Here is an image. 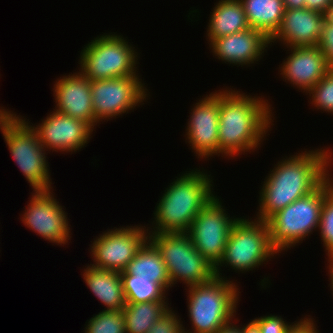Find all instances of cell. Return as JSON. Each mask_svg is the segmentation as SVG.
Listing matches in <instances>:
<instances>
[{
	"label": "cell",
	"instance_id": "cell-22",
	"mask_svg": "<svg viewBox=\"0 0 333 333\" xmlns=\"http://www.w3.org/2000/svg\"><path fill=\"white\" fill-rule=\"evenodd\" d=\"M120 274L134 275V279L150 280L158 283L167 292L171 288V282L162 256L149 239Z\"/></svg>",
	"mask_w": 333,
	"mask_h": 333
},
{
	"label": "cell",
	"instance_id": "cell-36",
	"mask_svg": "<svg viewBox=\"0 0 333 333\" xmlns=\"http://www.w3.org/2000/svg\"><path fill=\"white\" fill-rule=\"evenodd\" d=\"M241 333H260L258 326L251 320L246 325H241Z\"/></svg>",
	"mask_w": 333,
	"mask_h": 333
},
{
	"label": "cell",
	"instance_id": "cell-9",
	"mask_svg": "<svg viewBox=\"0 0 333 333\" xmlns=\"http://www.w3.org/2000/svg\"><path fill=\"white\" fill-rule=\"evenodd\" d=\"M149 240L159 250L171 287L205 283L216 276L215 266L194 247L188 233H149Z\"/></svg>",
	"mask_w": 333,
	"mask_h": 333
},
{
	"label": "cell",
	"instance_id": "cell-28",
	"mask_svg": "<svg viewBox=\"0 0 333 333\" xmlns=\"http://www.w3.org/2000/svg\"><path fill=\"white\" fill-rule=\"evenodd\" d=\"M306 95L315 109L333 115V68Z\"/></svg>",
	"mask_w": 333,
	"mask_h": 333
},
{
	"label": "cell",
	"instance_id": "cell-14",
	"mask_svg": "<svg viewBox=\"0 0 333 333\" xmlns=\"http://www.w3.org/2000/svg\"><path fill=\"white\" fill-rule=\"evenodd\" d=\"M189 113L185 142L189 143L197 159L219 157V90L199 99Z\"/></svg>",
	"mask_w": 333,
	"mask_h": 333
},
{
	"label": "cell",
	"instance_id": "cell-2",
	"mask_svg": "<svg viewBox=\"0 0 333 333\" xmlns=\"http://www.w3.org/2000/svg\"><path fill=\"white\" fill-rule=\"evenodd\" d=\"M305 150L282 157L270 169L259 191L258 212L254 218L266 221L277 211L316 190L327 179L326 147Z\"/></svg>",
	"mask_w": 333,
	"mask_h": 333
},
{
	"label": "cell",
	"instance_id": "cell-18",
	"mask_svg": "<svg viewBox=\"0 0 333 333\" xmlns=\"http://www.w3.org/2000/svg\"><path fill=\"white\" fill-rule=\"evenodd\" d=\"M213 57L230 65L252 66L271 48L269 39L259 30L249 28L235 34L208 41ZM267 48V49H266ZM251 64V65H250Z\"/></svg>",
	"mask_w": 333,
	"mask_h": 333
},
{
	"label": "cell",
	"instance_id": "cell-38",
	"mask_svg": "<svg viewBox=\"0 0 333 333\" xmlns=\"http://www.w3.org/2000/svg\"><path fill=\"white\" fill-rule=\"evenodd\" d=\"M329 263V264H328ZM328 263H327V268H328V276H329V286L331 287L330 289L332 290V295H333V259H330L328 260Z\"/></svg>",
	"mask_w": 333,
	"mask_h": 333
},
{
	"label": "cell",
	"instance_id": "cell-34",
	"mask_svg": "<svg viewBox=\"0 0 333 333\" xmlns=\"http://www.w3.org/2000/svg\"><path fill=\"white\" fill-rule=\"evenodd\" d=\"M238 321V318L234 319L231 323L226 324L225 326L221 327L216 333H241V326L236 325L235 323Z\"/></svg>",
	"mask_w": 333,
	"mask_h": 333
},
{
	"label": "cell",
	"instance_id": "cell-4",
	"mask_svg": "<svg viewBox=\"0 0 333 333\" xmlns=\"http://www.w3.org/2000/svg\"><path fill=\"white\" fill-rule=\"evenodd\" d=\"M187 288V312L192 328L187 330L183 325L184 333H216L235 319L241 292L234 280L215 276Z\"/></svg>",
	"mask_w": 333,
	"mask_h": 333
},
{
	"label": "cell",
	"instance_id": "cell-20",
	"mask_svg": "<svg viewBox=\"0 0 333 333\" xmlns=\"http://www.w3.org/2000/svg\"><path fill=\"white\" fill-rule=\"evenodd\" d=\"M82 273L87 288L106 306L103 311L124 309L126 300L120 272L94 268L88 264Z\"/></svg>",
	"mask_w": 333,
	"mask_h": 333
},
{
	"label": "cell",
	"instance_id": "cell-23",
	"mask_svg": "<svg viewBox=\"0 0 333 333\" xmlns=\"http://www.w3.org/2000/svg\"><path fill=\"white\" fill-rule=\"evenodd\" d=\"M250 28L270 39L278 30L284 15L283 0H240Z\"/></svg>",
	"mask_w": 333,
	"mask_h": 333
},
{
	"label": "cell",
	"instance_id": "cell-1",
	"mask_svg": "<svg viewBox=\"0 0 333 333\" xmlns=\"http://www.w3.org/2000/svg\"><path fill=\"white\" fill-rule=\"evenodd\" d=\"M271 106L262 95L219 89V156L233 159L259 150L274 125Z\"/></svg>",
	"mask_w": 333,
	"mask_h": 333
},
{
	"label": "cell",
	"instance_id": "cell-6",
	"mask_svg": "<svg viewBox=\"0 0 333 333\" xmlns=\"http://www.w3.org/2000/svg\"><path fill=\"white\" fill-rule=\"evenodd\" d=\"M331 190V184L326 179L316 190L266 220L270 243L279 253L295 247L314 231H318L324 197Z\"/></svg>",
	"mask_w": 333,
	"mask_h": 333
},
{
	"label": "cell",
	"instance_id": "cell-35",
	"mask_svg": "<svg viewBox=\"0 0 333 333\" xmlns=\"http://www.w3.org/2000/svg\"><path fill=\"white\" fill-rule=\"evenodd\" d=\"M285 9L305 8V0H283Z\"/></svg>",
	"mask_w": 333,
	"mask_h": 333
},
{
	"label": "cell",
	"instance_id": "cell-13",
	"mask_svg": "<svg viewBox=\"0 0 333 333\" xmlns=\"http://www.w3.org/2000/svg\"><path fill=\"white\" fill-rule=\"evenodd\" d=\"M53 190L32 191L31 198L20 220L44 240L64 246L72 238L68 216L64 207L55 199ZM69 224V225H68ZM67 243V244H66Z\"/></svg>",
	"mask_w": 333,
	"mask_h": 333
},
{
	"label": "cell",
	"instance_id": "cell-25",
	"mask_svg": "<svg viewBox=\"0 0 333 333\" xmlns=\"http://www.w3.org/2000/svg\"><path fill=\"white\" fill-rule=\"evenodd\" d=\"M126 303L168 301L167 291L150 280L134 279V275L120 274Z\"/></svg>",
	"mask_w": 333,
	"mask_h": 333
},
{
	"label": "cell",
	"instance_id": "cell-31",
	"mask_svg": "<svg viewBox=\"0 0 333 333\" xmlns=\"http://www.w3.org/2000/svg\"><path fill=\"white\" fill-rule=\"evenodd\" d=\"M318 47L321 49L328 63L333 67V13L331 12L325 15L322 36Z\"/></svg>",
	"mask_w": 333,
	"mask_h": 333
},
{
	"label": "cell",
	"instance_id": "cell-16",
	"mask_svg": "<svg viewBox=\"0 0 333 333\" xmlns=\"http://www.w3.org/2000/svg\"><path fill=\"white\" fill-rule=\"evenodd\" d=\"M287 51L289 55L279 65L280 75L305 94L332 69L318 46L291 47Z\"/></svg>",
	"mask_w": 333,
	"mask_h": 333
},
{
	"label": "cell",
	"instance_id": "cell-5",
	"mask_svg": "<svg viewBox=\"0 0 333 333\" xmlns=\"http://www.w3.org/2000/svg\"><path fill=\"white\" fill-rule=\"evenodd\" d=\"M8 110L0 119V130L12 158L33 191L53 189L46 149L29 119Z\"/></svg>",
	"mask_w": 333,
	"mask_h": 333
},
{
	"label": "cell",
	"instance_id": "cell-17",
	"mask_svg": "<svg viewBox=\"0 0 333 333\" xmlns=\"http://www.w3.org/2000/svg\"><path fill=\"white\" fill-rule=\"evenodd\" d=\"M54 82L55 111L87 122L93 129L97 125L92 106L90 80L79 70L63 75Z\"/></svg>",
	"mask_w": 333,
	"mask_h": 333
},
{
	"label": "cell",
	"instance_id": "cell-3",
	"mask_svg": "<svg viewBox=\"0 0 333 333\" xmlns=\"http://www.w3.org/2000/svg\"><path fill=\"white\" fill-rule=\"evenodd\" d=\"M198 169L182 172L167 186L155 206L148 233L188 232L197 214L215 196L213 177Z\"/></svg>",
	"mask_w": 333,
	"mask_h": 333
},
{
	"label": "cell",
	"instance_id": "cell-8",
	"mask_svg": "<svg viewBox=\"0 0 333 333\" xmlns=\"http://www.w3.org/2000/svg\"><path fill=\"white\" fill-rule=\"evenodd\" d=\"M113 33L94 37L80 52L79 70L90 81L139 76L140 53L122 34Z\"/></svg>",
	"mask_w": 333,
	"mask_h": 333
},
{
	"label": "cell",
	"instance_id": "cell-24",
	"mask_svg": "<svg viewBox=\"0 0 333 333\" xmlns=\"http://www.w3.org/2000/svg\"><path fill=\"white\" fill-rule=\"evenodd\" d=\"M168 301L126 303L123 309L126 333H148L171 307Z\"/></svg>",
	"mask_w": 333,
	"mask_h": 333
},
{
	"label": "cell",
	"instance_id": "cell-19",
	"mask_svg": "<svg viewBox=\"0 0 333 333\" xmlns=\"http://www.w3.org/2000/svg\"><path fill=\"white\" fill-rule=\"evenodd\" d=\"M324 22V13L307 8L285 9L281 25L269 39L270 46L278 42L285 46L284 49L318 46Z\"/></svg>",
	"mask_w": 333,
	"mask_h": 333
},
{
	"label": "cell",
	"instance_id": "cell-39",
	"mask_svg": "<svg viewBox=\"0 0 333 333\" xmlns=\"http://www.w3.org/2000/svg\"><path fill=\"white\" fill-rule=\"evenodd\" d=\"M330 12L333 13V3H332Z\"/></svg>",
	"mask_w": 333,
	"mask_h": 333
},
{
	"label": "cell",
	"instance_id": "cell-26",
	"mask_svg": "<svg viewBox=\"0 0 333 333\" xmlns=\"http://www.w3.org/2000/svg\"><path fill=\"white\" fill-rule=\"evenodd\" d=\"M85 323L84 333H126L123 310H102Z\"/></svg>",
	"mask_w": 333,
	"mask_h": 333
},
{
	"label": "cell",
	"instance_id": "cell-32",
	"mask_svg": "<svg viewBox=\"0 0 333 333\" xmlns=\"http://www.w3.org/2000/svg\"><path fill=\"white\" fill-rule=\"evenodd\" d=\"M313 319L314 318H312L310 315H306L304 318L302 317L301 319H298L299 321L288 333H318V326L315 323V319Z\"/></svg>",
	"mask_w": 333,
	"mask_h": 333
},
{
	"label": "cell",
	"instance_id": "cell-29",
	"mask_svg": "<svg viewBox=\"0 0 333 333\" xmlns=\"http://www.w3.org/2000/svg\"><path fill=\"white\" fill-rule=\"evenodd\" d=\"M252 321L258 326L260 333H288L298 322L288 323L282 316L275 314L256 317Z\"/></svg>",
	"mask_w": 333,
	"mask_h": 333
},
{
	"label": "cell",
	"instance_id": "cell-12",
	"mask_svg": "<svg viewBox=\"0 0 333 333\" xmlns=\"http://www.w3.org/2000/svg\"><path fill=\"white\" fill-rule=\"evenodd\" d=\"M98 236L89 245L93 260L90 266L120 273L149 239L147 228L141 224L115 227Z\"/></svg>",
	"mask_w": 333,
	"mask_h": 333
},
{
	"label": "cell",
	"instance_id": "cell-30",
	"mask_svg": "<svg viewBox=\"0 0 333 333\" xmlns=\"http://www.w3.org/2000/svg\"><path fill=\"white\" fill-rule=\"evenodd\" d=\"M175 312L176 311L171 307L157 322L154 323L148 333H184L183 321Z\"/></svg>",
	"mask_w": 333,
	"mask_h": 333
},
{
	"label": "cell",
	"instance_id": "cell-27",
	"mask_svg": "<svg viewBox=\"0 0 333 333\" xmlns=\"http://www.w3.org/2000/svg\"><path fill=\"white\" fill-rule=\"evenodd\" d=\"M327 260L333 259V189L324 197L318 228Z\"/></svg>",
	"mask_w": 333,
	"mask_h": 333
},
{
	"label": "cell",
	"instance_id": "cell-37",
	"mask_svg": "<svg viewBox=\"0 0 333 333\" xmlns=\"http://www.w3.org/2000/svg\"><path fill=\"white\" fill-rule=\"evenodd\" d=\"M327 150V168H329V169H327V179L329 180V182H330V184H331V187H332V189H333V176L331 175L332 173H331V171H329L331 168V164L330 163H333V160H332V156H333V151H332V149H331V151L327 148L326 149ZM332 161V162H331ZM330 172V173H329Z\"/></svg>",
	"mask_w": 333,
	"mask_h": 333
},
{
	"label": "cell",
	"instance_id": "cell-15",
	"mask_svg": "<svg viewBox=\"0 0 333 333\" xmlns=\"http://www.w3.org/2000/svg\"><path fill=\"white\" fill-rule=\"evenodd\" d=\"M31 124L44 149L50 152L52 150V153L81 151L82 147L89 143L94 131L87 122L55 110L50 112L42 123Z\"/></svg>",
	"mask_w": 333,
	"mask_h": 333
},
{
	"label": "cell",
	"instance_id": "cell-33",
	"mask_svg": "<svg viewBox=\"0 0 333 333\" xmlns=\"http://www.w3.org/2000/svg\"><path fill=\"white\" fill-rule=\"evenodd\" d=\"M333 0H305V8L328 14L331 10Z\"/></svg>",
	"mask_w": 333,
	"mask_h": 333
},
{
	"label": "cell",
	"instance_id": "cell-21",
	"mask_svg": "<svg viewBox=\"0 0 333 333\" xmlns=\"http://www.w3.org/2000/svg\"><path fill=\"white\" fill-rule=\"evenodd\" d=\"M214 5L208 17L210 19L206 30L207 41L250 28L240 0H219Z\"/></svg>",
	"mask_w": 333,
	"mask_h": 333
},
{
	"label": "cell",
	"instance_id": "cell-7",
	"mask_svg": "<svg viewBox=\"0 0 333 333\" xmlns=\"http://www.w3.org/2000/svg\"><path fill=\"white\" fill-rule=\"evenodd\" d=\"M277 255L280 254L270 243L266 221L238 217L229 233L223 258L215 267L216 276L228 279L221 273V267L225 266L238 274L256 270Z\"/></svg>",
	"mask_w": 333,
	"mask_h": 333
},
{
	"label": "cell",
	"instance_id": "cell-10",
	"mask_svg": "<svg viewBox=\"0 0 333 333\" xmlns=\"http://www.w3.org/2000/svg\"><path fill=\"white\" fill-rule=\"evenodd\" d=\"M140 76L90 81L92 106L97 124L134 111L147 101L149 91ZM143 102V103H142Z\"/></svg>",
	"mask_w": 333,
	"mask_h": 333
},
{
	"label": "cell",
	"instance_id": "cell-11",
	"mask_svg": "<svg viewBox=\"0 0 333 333\" xmlns=\"http://www.w3.org/2000/svg\"><path fill=\"white\" fill-rule=\"evenodd\" d=\"M226 210L220 197L215 195L197 214L187 232L196 250L215 267L223 258L229 233L238 218L230 217Z\"/></svg>",
	"mask_w": 333,
	"mask_h": 333
}]
</instances>
